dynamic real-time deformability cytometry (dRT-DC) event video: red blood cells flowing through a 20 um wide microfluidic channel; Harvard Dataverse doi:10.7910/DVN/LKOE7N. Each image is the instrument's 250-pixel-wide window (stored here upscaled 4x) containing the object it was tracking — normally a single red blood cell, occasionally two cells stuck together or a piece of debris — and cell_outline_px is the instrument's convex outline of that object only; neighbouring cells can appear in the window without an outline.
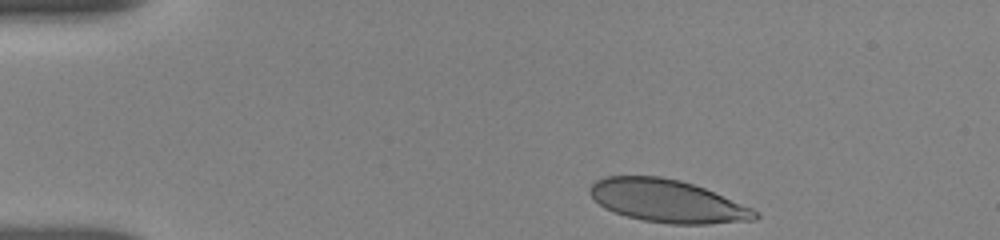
{"species": "human", "species_latin": "Homo sapiens", "temperature_condition": "room temperature", "stored_images_in_passage": 6, "camera_frame_rate_fps": 3000, "um_per_image_px": 0.085, "donor": {"sex": "female"}, "frame": {"image": 1, "passage_image": 1, "time_ms": 0.0, "image_size_px": [1000, 240], "cell_outline_px": [[760, 216], [756, 220], [708, 224], [668, 224], [644, 220], [628, 216], [604, 208], [588, 192], [592, 184], [596, 180], [604, 176], [660, 176], [680, 180], [704, 188], [752, 208], [760, 212]], "centroid_in_image_um": [56.75, 17.09], "position_along_channel_um": 28.2, "area_um2": 40.98}}
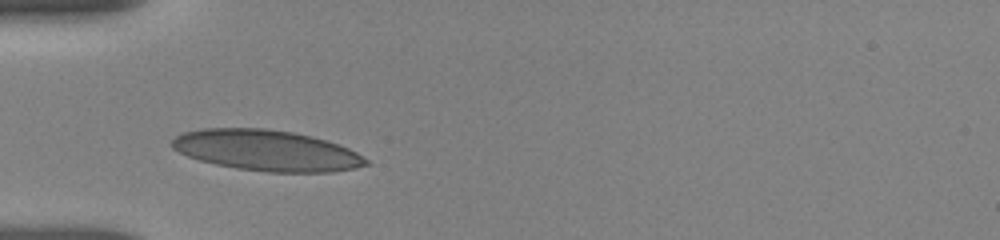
{"frame": {"image": 2, "passage_image": 5, "time_ms": 2.667, "image_size_px": [1000, 240], "cell_outline_px": [[368, 164], [356, 168], [332, 172], [268, 172], [236, 168], [216, 164], [200, 160], [188, 156], [172, 148], [172, 140], [180, 132], [200, 128], [264, 128], [292, 132], [312, 136], [348, 148], [356, 152], [368, 160]], "centroid_in_image_um": [22.63, 12.78], "position_along_channel_um": 62.4, "area_um2": 46.07}}
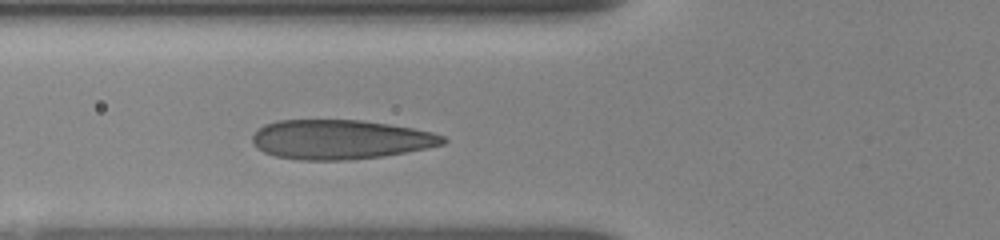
{"frame": {"image": 3, "passage_image": 6, "time_ms": 3.667, "image_size_px": [1000, 240], "cell_outline_px": [[448, 140], [444, 144], [428, 148], [384, 156], [348, 160], [300, 160], [276, 156], [264, 152], [256, 148], [252, 144], [252, 136], [264, 124], [276, 120], [360, 120], [388, 124], [412, 128], [432, 132], [444, 136]], "centroid_in_image_um": [28.92, 11.86], "position_along_channel_um": 96.9, "area_um2": 43.93}}